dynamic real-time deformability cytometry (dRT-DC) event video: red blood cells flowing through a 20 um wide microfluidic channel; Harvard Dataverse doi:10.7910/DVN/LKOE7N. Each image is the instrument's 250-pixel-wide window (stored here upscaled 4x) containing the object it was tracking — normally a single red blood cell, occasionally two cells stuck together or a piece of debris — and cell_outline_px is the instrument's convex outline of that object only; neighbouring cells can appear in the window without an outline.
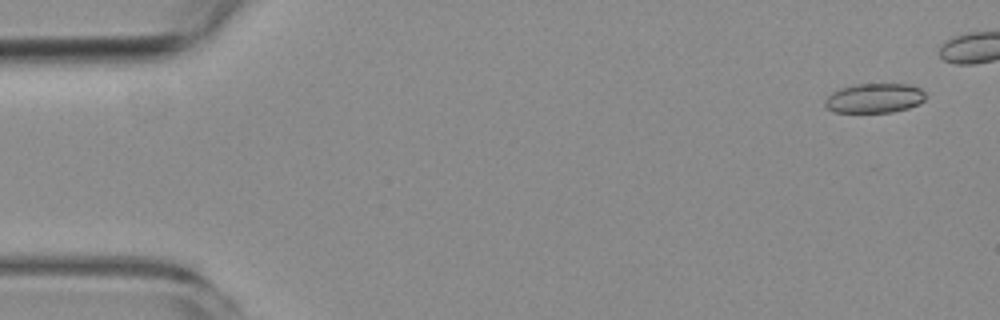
{"species": "common noctule bat (a hibernating species)", "species_latin": "Nyctalus noctula", "temperature_condition": "room temperature", "stored_images_in_passage": 6, "camera_frame_rate_fps": 3000, "um_per_image_px": 0.085, "animal": {"sex": "female", "body_mass_g": 19.3, "forearm_length_mm": 54.1}, "frame": {"image": 1, "passage_image": 1, "time_ms": 0.0, "image_size_px": [1000, 320], "cell_outline_px": [[924, 100], [908, 108], [892, 112], [836, 112], [828, 108], [824, 104], [824, 100], [832, 92], [840, 88], [856, 84], [908, 84], [920, 88], [924, 92]], "centroid_in_image_um": [74.31, 8.33], "position_along_channel_um": 10.7, "area_um2": 17.17}}